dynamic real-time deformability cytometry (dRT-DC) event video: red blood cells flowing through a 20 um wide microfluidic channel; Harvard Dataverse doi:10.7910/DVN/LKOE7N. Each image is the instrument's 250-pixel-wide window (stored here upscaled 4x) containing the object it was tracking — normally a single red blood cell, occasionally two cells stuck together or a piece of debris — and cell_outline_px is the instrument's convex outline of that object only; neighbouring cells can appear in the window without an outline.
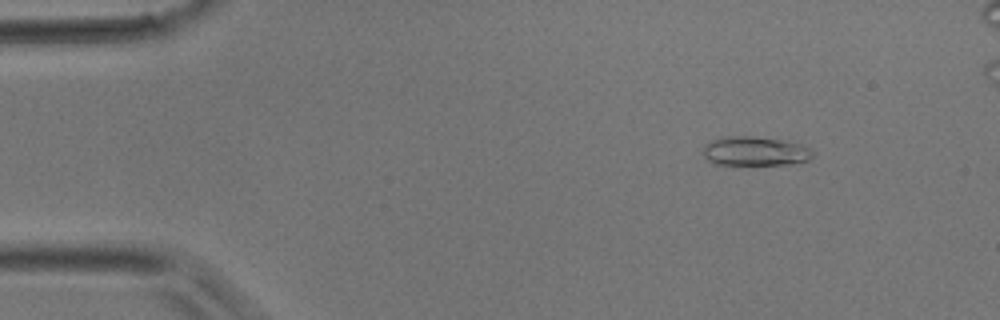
{"species": "common noctule bat (a hibernating species)", "species_latin": "Nyctalus noctula", "temperature_condition": "room temperature", "stored_images_in_passage": 41, "camera_frame_rate_fps": 3000, "um_per_image_px": 0.085, "animal": {"sex": "male", "body_mass_g": 17.9}, "frame": {"image": 1, "passage_image": 5, "time_ms": 1.333, "image_size_px": [1000, 320], "cell_outline_px": [[812, 156], [808, 160], [788, 164], [716, 164], [708, 160], [704, 156], [704, 144], [712, 140], [728, 136], [748, 136], [784, 140], [800, 144], [808, 148], [812, 152]], "centroid_in_image_um": [64.15, 12.84], "position_along_channel_um": 20.8, "area_um2": 18.32}}
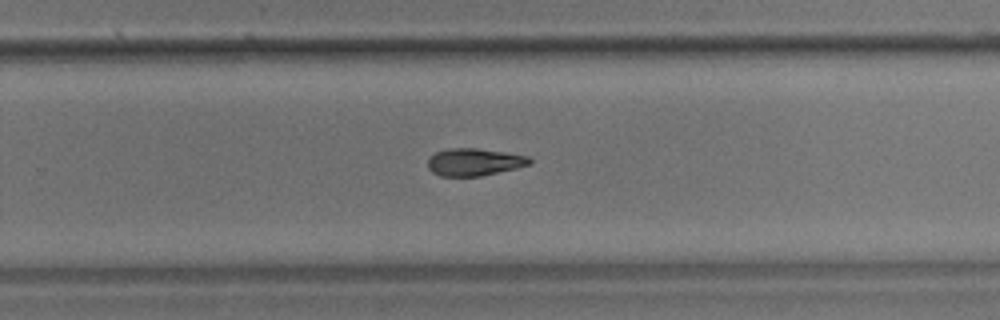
{"frame": {"image": 2, "passage_image": 26, "time_ms": 8.333, "image_size_px": [1000, 320], "cell_outline_px": [[532, 164], [516, 168], [480, 176], [440, 176], [432, 172], [428, 168], [428, 160], [436, 152], [448, 148], [476, 148], [508, 152], [528, 156], [532, 160]], "centroid_in_image_um": [40.33, 13.77], "position_along_channel_um": 289.5, "area_um2": 16.3}}
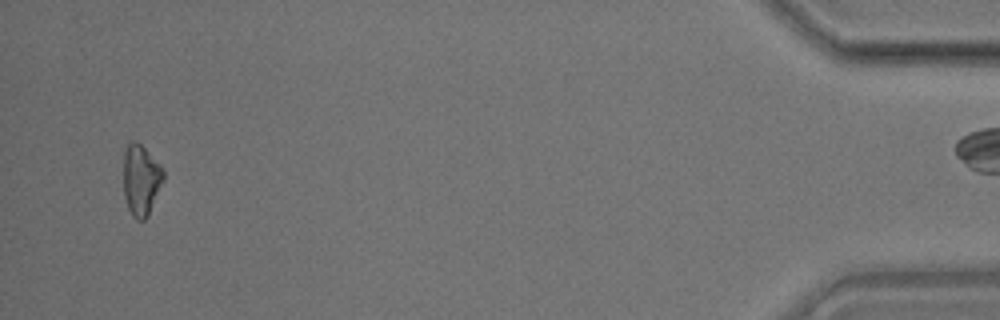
{"frame": {"image": 3, "passage_image": 39, "time_ms": 12.667, "image_size_px": [1000, 320], "cell_outline_px": [[164, 180], [148, 216], [144, 220], [136, 220], [132, 216], [128, 208], [124, 196], [124, 148], [132, 140], [136, 140], [164, 168]], "centroid_in_image_um": [11.99, 15.3], "position_along_channel_um": 423.2, "area_um2": 16.65}}